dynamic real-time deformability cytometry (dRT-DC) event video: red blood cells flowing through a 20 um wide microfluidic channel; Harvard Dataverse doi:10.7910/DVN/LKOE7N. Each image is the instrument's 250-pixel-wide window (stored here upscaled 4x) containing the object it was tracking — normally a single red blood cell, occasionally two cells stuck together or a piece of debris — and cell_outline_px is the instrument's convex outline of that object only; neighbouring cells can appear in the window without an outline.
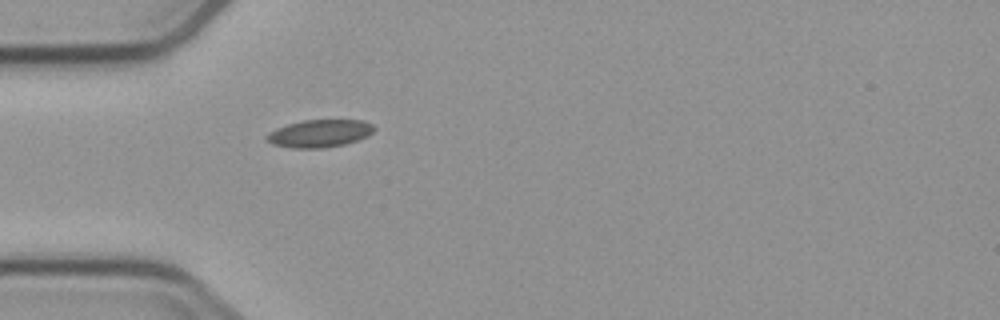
{"species": "common noctule bat (a hibernating species)", "species_latin": "Nyctalus noctula", "temperature_condition": "cold", "stored_images_in_passage": 1, "camera_frame_rate_fps": 3000, "um_per_image_px": 0.085, "animal": {"sex": "male", "body_mass_g": 23.1, "forearm_length_mm": 52.7}, "frame": {"image": 1, "passage_image": 1, "time_ms": 0.0, "image_size_px": [1000, 320], "cell_outline_px": [[376, 128], [368, 136], [344, 144], [324, 148], [292, 148], [272, 144], [264, 140], [264, 136], [268, 132], [276, 128], [288, 124], [304, 120], [364, 120], [372, 124]], "centroid_in_image_um": [27.13, 11.34], "position_along_channel_um": 57.9, "area_um2": 17.4}}